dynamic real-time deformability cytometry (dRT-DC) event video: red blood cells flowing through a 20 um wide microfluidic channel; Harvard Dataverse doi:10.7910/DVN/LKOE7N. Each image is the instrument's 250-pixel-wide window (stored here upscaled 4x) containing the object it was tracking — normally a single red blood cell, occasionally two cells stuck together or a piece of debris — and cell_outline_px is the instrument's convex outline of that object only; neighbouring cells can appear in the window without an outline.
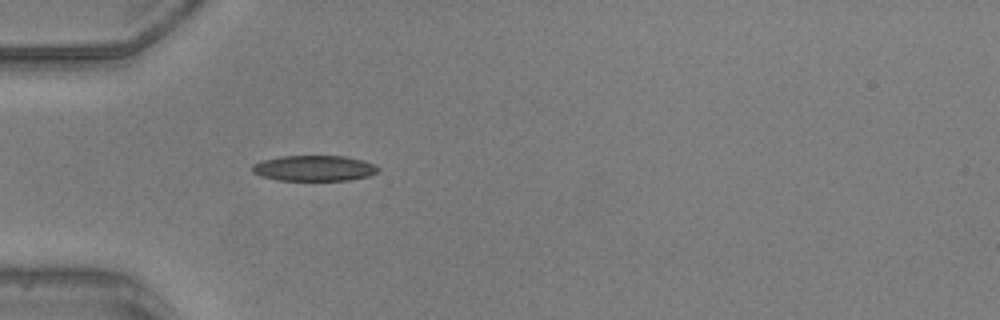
{"species": "common noctule bat (a hibernating species)", "species_latin": "Nyctalus noctula", "temperature_condition": "warm", "stored_images_in_passage": 13, "camera_frame_rate_fps": 3000, "um_per_image_px": 0.085, "animal": {"sex": "male", "body_mass_g": 20.5, "forearm_length_mm": 52.5}, "frame": {"image": 1, "passage_image": 1, "time_ms": 0.0, "image_size_px": [1000, 320], "cell_outline_px": [[380, 168], [376, 172], [368, 176], [348, 180], [276, 180], [260, 176], [252, 172], [252, 164], [260, 160], [280, 156], [344, 156], [364, 160], [376, 164]], "centroid_in_image_um": [26.68, 14.29], "position_along_channel_um": 58.3, "area_um2": 18.96}}